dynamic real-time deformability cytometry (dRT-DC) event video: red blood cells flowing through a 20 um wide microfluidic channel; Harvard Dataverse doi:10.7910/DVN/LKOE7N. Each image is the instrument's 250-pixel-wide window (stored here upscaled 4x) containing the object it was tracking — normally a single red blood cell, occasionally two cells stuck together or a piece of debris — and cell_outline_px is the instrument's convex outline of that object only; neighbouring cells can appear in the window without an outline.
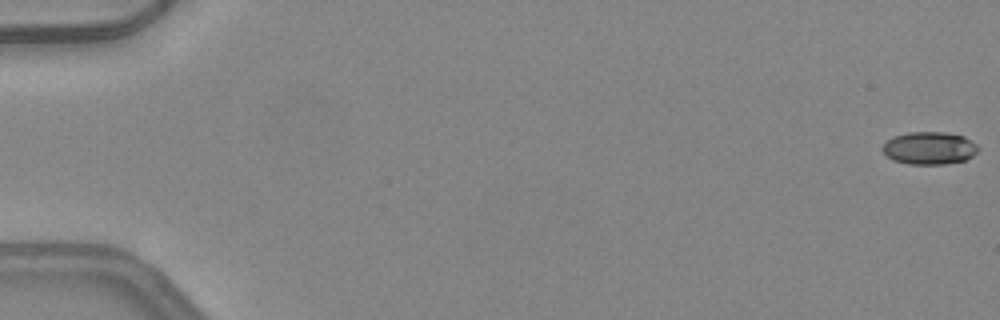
{"species": "common noctule bat (a hibernating species)", "species_latin": "Nyctalus noctula", "temperature_condition": "warm", "stored_images_in_passage": 51, "camera_frame_rate_fps": 3000, "um_per_image_px": 0.085, "animal": {"sex": "female", "body_mass_g": 24.6, "forearm_length_mm": 56.2}, "frame": {"image": 1, "passage_image": 1, "time_ms": 0.0, "image_size_px": [1000, 320], "cell_outline_px": [[980, 148], [972, 156], [964, 160], [944, 164], [908, 164], [892, 160], [880, 148], [892, 136], [908, 132], [944, 132], [964, 136], [976, 144]], "centroid_in_image_um": [78.98, 12.58], "position_along_channel_um": 6.0, "area_um2": 18.21}}
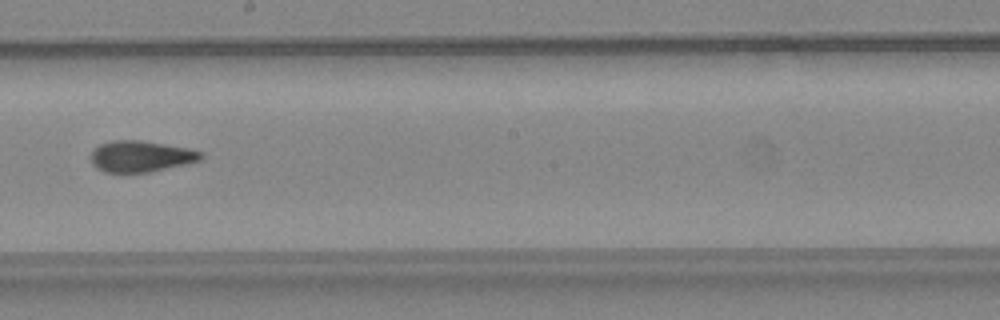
{"frame": {"image": 2, "passage_image": 30, "time_ms": 9.667, "image_size_px": [1000, 320], "cell_outline_px": [[204, 156], [200, 160], [184, 164], [148, 172], [104, 172], [96, 168], [92, 164], [92, 152], [100, 144], [112, 140], [140, 140], [188, 148], [200, 152]], "centroid_in_image_um": [11.95, 13.28], "position_along_channel_um": 236.3, "area_um2": 19.71}}
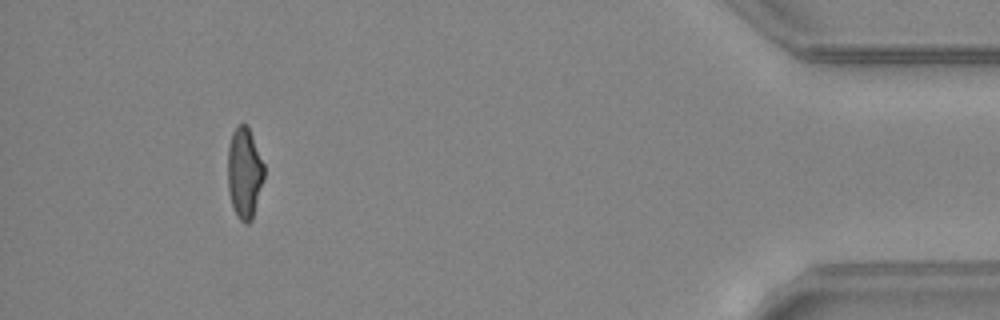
{"frame": {"image": 3, "passage_image": 47, "time_ms": 15.333, "image_size_px": [1000, 320], "cell_outline_px": [[264, 180], [252, 220], [248, 224], [244, 224], [236, 216], [232, 208], [228, 192], [228, 148], [232, 132], [240, 124], [248, 124], [264, 164]], "centroid_in_image_um": [20.78, 14.73], "position_along_channel_um": 414.4, "area_um2": 19.59}, "authors_computed_cell_mechanics": {"area_um2": 19.7098, "velocity_mm_per_s": 4.2422, "shape_relaxation_time_tau1_ms": 7.2502, "shape_relaxation_time_tau2_ms": 1.7183, "deformation_change_tau1": 0.2416, "deformation_change_tau2": 0.0983}}